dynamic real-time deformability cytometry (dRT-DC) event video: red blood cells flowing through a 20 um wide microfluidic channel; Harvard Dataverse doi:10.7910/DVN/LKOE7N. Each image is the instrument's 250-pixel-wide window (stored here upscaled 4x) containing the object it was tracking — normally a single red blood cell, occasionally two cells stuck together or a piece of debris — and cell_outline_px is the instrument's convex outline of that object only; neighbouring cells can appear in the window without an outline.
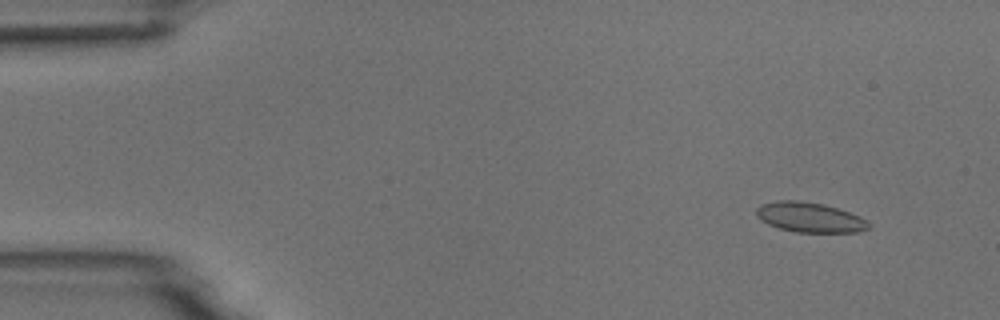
{"species": "common noctule bat (a hibernating species)", "species_latin": "Nyctalus noctula", "temperature_condition": "room temperature", "stored_images_in_passage": 54, "camera_frame_rate_fps": 3000, "um_per_image_px": 0.085, "animal": {"sex": "male", "body_mass_g": 18.8}, "frame": {"image": 1, "passage_image": 5, "time_ms": 1.333, "image_size_px": [1000, 320], "cell_outline_px": [[872, 224], [868, 228], [856, 232], [796, 232], [780, 228], [768, 224], [756, 216], [756, 208], [760, 204], [780, 200], [796, 200], [824, 204], [860, 216], [868, 220]], "centroid_in_image_um": [68.83, 18.47], "position_along_channel_um": 16.2, "area_um2": 19.54}}
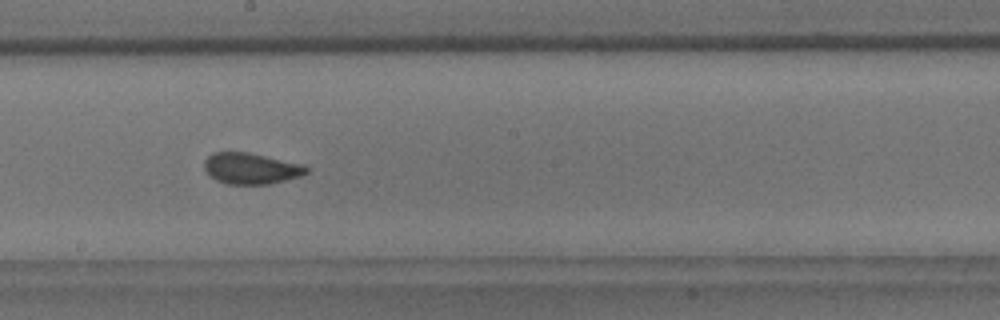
{"frame": {"image": 2, "passage_image": 30, "time_ms": 9.667, "image_size_px": [1000, 320], "cell_outline_px": [[308, 172], [300, 176], [268, 184], [228, 184], [216, 180], [204, 168], [204, 160], [212, 152], [248, 152], [304, 164], [308, 168]], "centroid_in_image_um": [21.34, 14.31], "position_along_channel_um": 226.9, "area_um2": 18.44}}
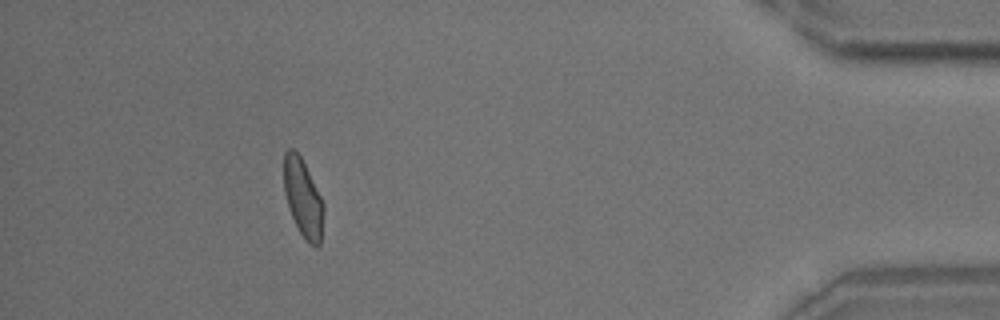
{"frame": {"image": 3, "passage_image": 49, "time_ms": 16.0, "image_size_px": [1000, 320], "cell_outline_px": [[324, 212], [320, 244], [316, 248], [308, 244], [304, 240], [292, 216], [284, 192], [284, 152], [288, 148], [292, 148], [300, 156], [324, 204]], "centroid_in_image_um": [25.76, 16.88], "position_along_channel_um": 409.4, "area_um2": 17.86}, "authors_computed_cell_mechanics": {"area_um2": 18.785, "velocity_mm_per_s": 3.7543, "shape_relaxation_time_tau1_ms": 4.8496, "shape_relaxation_time_tau2_ms": 0.9344, "deformation_change_tau1": 0.1086, "deformation_change_tau2": 0.0691}}